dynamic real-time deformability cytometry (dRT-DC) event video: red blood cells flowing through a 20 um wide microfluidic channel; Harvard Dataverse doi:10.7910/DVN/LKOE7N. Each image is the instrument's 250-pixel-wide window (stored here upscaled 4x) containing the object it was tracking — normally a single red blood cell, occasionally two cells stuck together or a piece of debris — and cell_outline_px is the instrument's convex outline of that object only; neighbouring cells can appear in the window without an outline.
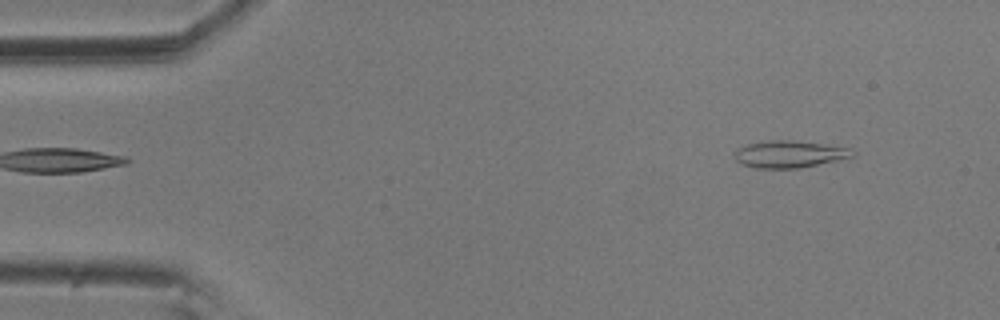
{"species": "common noctule bat (a hibernating species)", "species_latin": "Nyctalus noctula", "temperature_condition": "room temperature", "stored_images_in_passage": 5, "camera_frame_rate_fps": 3000, "um_per_image_px": 0.085, "animal": {"sex": "male", "body_mass_g": 20.5, "forearm_length_mm": 52.5}, "frame": {"image": 1, "passage_image": 5, "time_ms": 1.333, "image_size_px": [1000, 320], "cell_outline_px": [[856, 152], [852, 156], [836, 160], [800, 168], [756, 168], [740, 164], [736, 160], [736, 148], [748, 144], [768, 140], [792, 140], [848, 148]], "centroid_in_image_um": [67.04, 13.1], "position_along_channel_um": 18.0, "area_um2": 18.26}}